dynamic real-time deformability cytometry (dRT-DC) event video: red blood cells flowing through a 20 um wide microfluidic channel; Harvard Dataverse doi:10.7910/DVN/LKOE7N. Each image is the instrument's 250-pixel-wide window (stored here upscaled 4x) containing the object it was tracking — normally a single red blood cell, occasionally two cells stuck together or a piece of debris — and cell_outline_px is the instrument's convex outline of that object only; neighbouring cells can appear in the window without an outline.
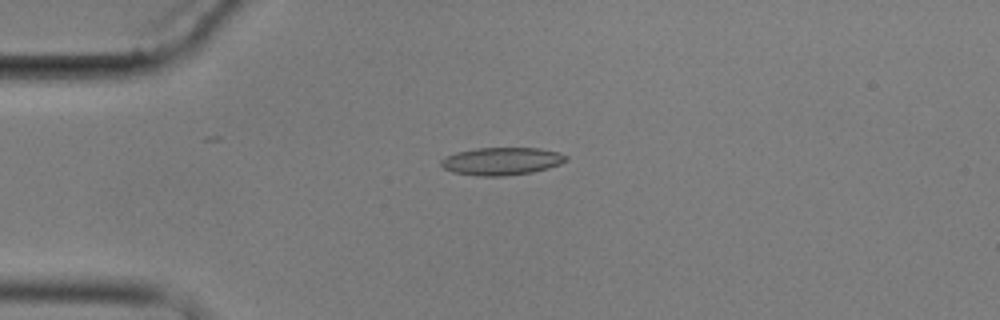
{"species": "common noctule bat (a hibernating species)", "species_latin": "Nyctalus noctula", "temperature_condition": "cold", "stored_images_in_passage": 5, "camera_frame_rate_fps": 3000, "um_per_image_px": 0.085, "animal": {"sex": "male", "body_mass_g": 17.9}, "frame": {"image": 1, "passage_image": 4, "time_ms": 3.667, "image_size_px": [1000, 320], "cell_outline_px": [[568, 160], [560, 164], [548, 168], [532, 172], [504, 176], [476, 176], [452, 172], [444, 168], [440, 164], [440, 160], [456, 152], [476, 148], [540, 148], [556, 152], [568, 156]], "centroid_in_image_um": [42.63, 13.7], "position_along_channel_um": 42.4, "area_um2": 20.17}}